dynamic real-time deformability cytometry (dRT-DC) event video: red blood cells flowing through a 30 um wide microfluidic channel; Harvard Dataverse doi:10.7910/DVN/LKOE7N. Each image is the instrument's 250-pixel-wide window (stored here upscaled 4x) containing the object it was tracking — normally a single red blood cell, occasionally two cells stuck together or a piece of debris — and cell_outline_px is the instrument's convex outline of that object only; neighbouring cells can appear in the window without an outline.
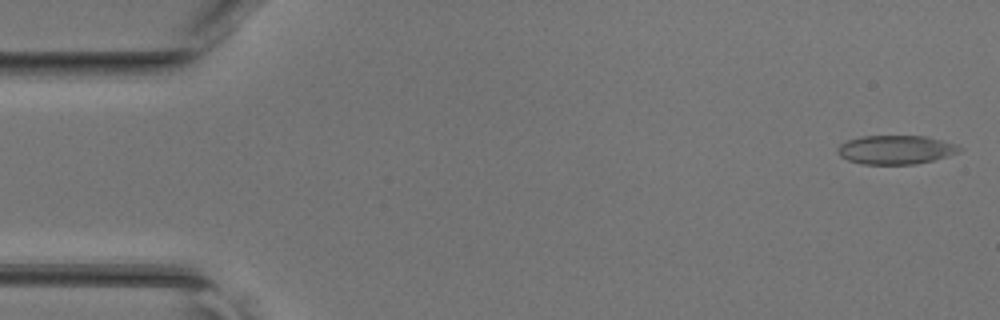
{"species": "common noctule bat (a hibernating species)", "species_latin": "Nyctalus noctula", "temperature_condition": "room temperature", "stored_images_in_passage": 45, "camera_frame_rate_fps": 3000, "um_per_image_px": 0.085, "animal": {"sex": "female", "body_mass_g": 17.0, "forearm_length_mm": 48.0}, "frame": {"image": 1, "passage_image": 1, "time_ms": 0.0, "image_size_px": [1000, 320], "cell_outline_px": [[964, 148], [960, 152], [932, 160], [916, 164], [864, 164], [848, 160], [840, 156], [836, 152], [836, 148], [840, 144], [848, 140], [864, 136], [924, 136], [956, 144]], "centroid_in_image_um": [76.13, 12.73], "position_along_channel_um": 8.9, "area_um2": 20.4}}
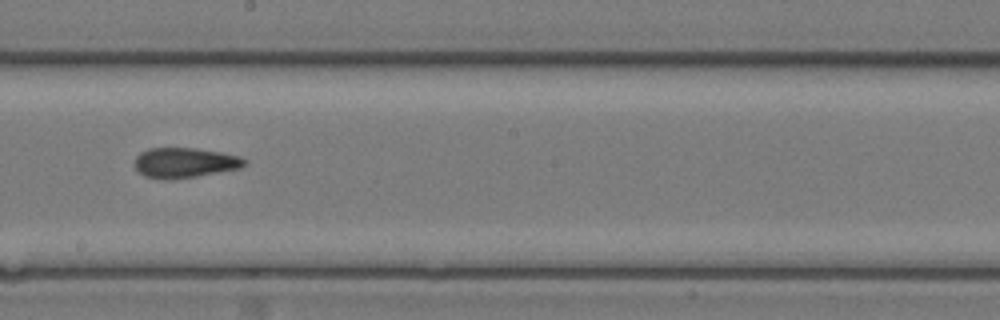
{"frame": {"image": 2, "passage_image": 25, "time_ms": 8.0, "image_size_px": [1000, 320], "cell_outline_px": [[248, 164], [240, 168], [196, 176], [164, 180], [156, 180], [144, 176], [136, 168], [136, 156], [140, 152], [148, 148], [196, 148], [220, 152], [240, 156], [248, 160]], "centroid_in_image_um": [15.71, 13.83], "position_along_channel_um": 232.5, "area_um2": 19.36}}
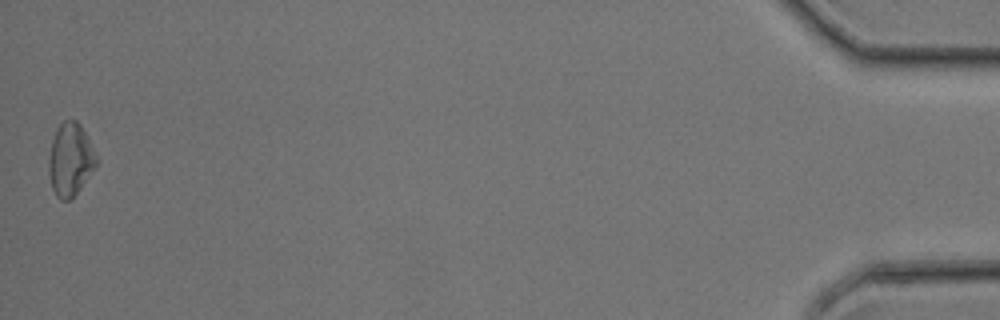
{"frame": {"image": 3, "passage_image": 45, "time_ms": 14.667, "image_size_px": [1000, 320], "cell_outline_px": [[96, 164], [80, 188], [68, 200], [60, 200], [56, 196], [52, 188], [48, 172], [48, 160], [52, 140], [56, 128], [64, 120], [76, 120], [80, 124], [96, 156]], "centroid_in_image_um": [5.93, 13.55], "position_along_channel_um": 429.3, "area_um2": 19.71}}